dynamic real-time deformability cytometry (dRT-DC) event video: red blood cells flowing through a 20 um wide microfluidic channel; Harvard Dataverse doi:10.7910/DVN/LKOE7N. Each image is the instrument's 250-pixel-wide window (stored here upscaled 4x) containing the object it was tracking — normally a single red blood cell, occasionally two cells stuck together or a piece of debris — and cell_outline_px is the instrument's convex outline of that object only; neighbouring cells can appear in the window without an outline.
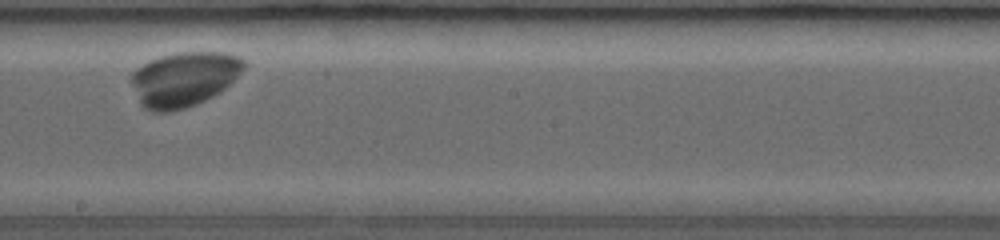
{"species": "common noctule bat (a hibernating species)", "species_latin": "Nyctalus noctula", "temperature_condition": "room temperature", "stored_images_in_passage": 11, "camera_frame_rate_fps": 3000, "um_per_image_px": 0.085, "animal": {"sex": "female", "body_mass_g": 19.0, "forearm_length_mm": 53.3}, "frame": {"image": 1, "passage_image": 10, "time_ms": 4.333, "image_size_px": [1000, 240], "cell_outline_px": [[248, 64], [220, 92], [196, 104], [184, 108], [168, 112], [152, 112], [144, 108], [140, 104], [132, 84], [132, 72], [136, 68], [160, 56], [180, 52], [224, 52], [240, 56]], "centroid_in_image_um": [15.64, 6.71], "position_along_channel_um": 232.6, "area_um2": 35.66}}